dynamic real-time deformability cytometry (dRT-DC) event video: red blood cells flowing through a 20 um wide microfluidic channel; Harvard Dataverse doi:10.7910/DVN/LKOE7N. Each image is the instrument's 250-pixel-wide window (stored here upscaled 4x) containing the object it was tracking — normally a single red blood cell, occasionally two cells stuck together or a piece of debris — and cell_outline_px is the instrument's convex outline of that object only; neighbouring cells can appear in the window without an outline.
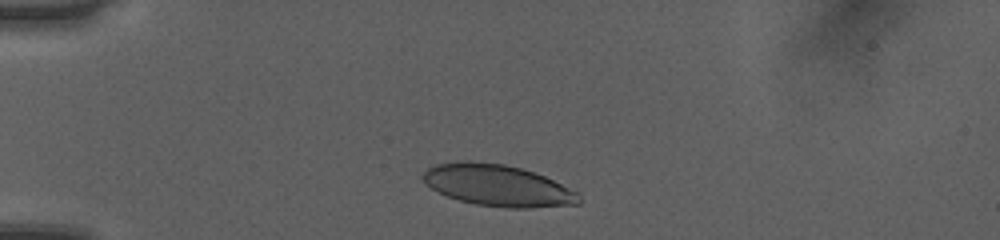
{"species": "human", "species_latin": "Homo sapiens", "temperature_condition": "room temperature", "stored_images_in_passage": 31, "camera_frame_rate_fps": 3000, "um_per_image_px": 0.085, "donor": {"sex": "female"}, "frame": {"image": 1, "passage_image": 1, "time_ms": 0.0, "image_size_px": [1000, 240], "cell_outline_px": [[584, 200], [580, 204], [528, 208], [508, 208], [476, 204], [460, 200], [448, 196], [432, 188], [420, 176], [428, 168], [436, 164], [456, 160], [472, 160], [504, 164], [520, 168], [544, 176], [580, 192]], "centroid_in_image_um": [42.35, 15.75], "position_along_channel_um": 42.6, "area_um2": 37.97}}
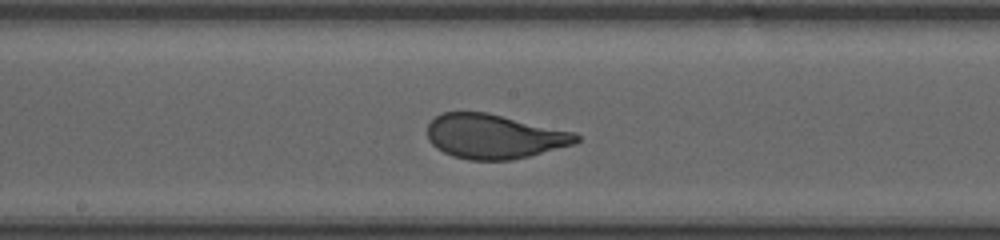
{"frame": {"image": 2, "passage_image": 16, "time_ms": 5.0, "image_size_px": [1000, 240], "cell_outline_px": [[580, 140], [576, 144], [512, 160], [468, 160], [452, 156], [436, 148], [428, 140], [428, 124], [436, 116], [444, 112], [488, 112], [576, 132], [580, 136]], "centroid_in_image_um": [42.03, 11.59], "position_along_channel_um": 206.2, "area_um2": 38.84}}
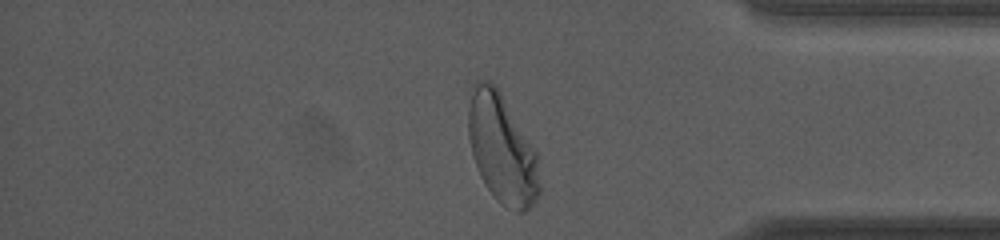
{"frame": {"image": 3, "passage_image": 31, "time_ms": 10.0, "image_size_px": [1000, 240], "cell_outline_px": [[540, 192], [532, 204], [524, 212], [516, 212], [508, 208], [492, 196], [484, 184], [480, 176], [472, 156], [468, 136], [468, 108], [472, 84], [476, 80], [484, 80], [492, 84], [496, 88], [536, 152], [540, 184]], "centroid_in_image_um": [42.63, 12.7], "position_along_channel_um": 392.6, "area_um2": 44.68}, "authors_computed_cell_mechanics": {"area_um2": 39.1306, "velocity_mm_per_s": 4.0491, "shape_relaxation_time_tau1_ms": 3.2119, "shape_relaxation_time_tau2_ms": null, "deformation_change_tau1": 0.1657, "deformation_change_tau2": null}}